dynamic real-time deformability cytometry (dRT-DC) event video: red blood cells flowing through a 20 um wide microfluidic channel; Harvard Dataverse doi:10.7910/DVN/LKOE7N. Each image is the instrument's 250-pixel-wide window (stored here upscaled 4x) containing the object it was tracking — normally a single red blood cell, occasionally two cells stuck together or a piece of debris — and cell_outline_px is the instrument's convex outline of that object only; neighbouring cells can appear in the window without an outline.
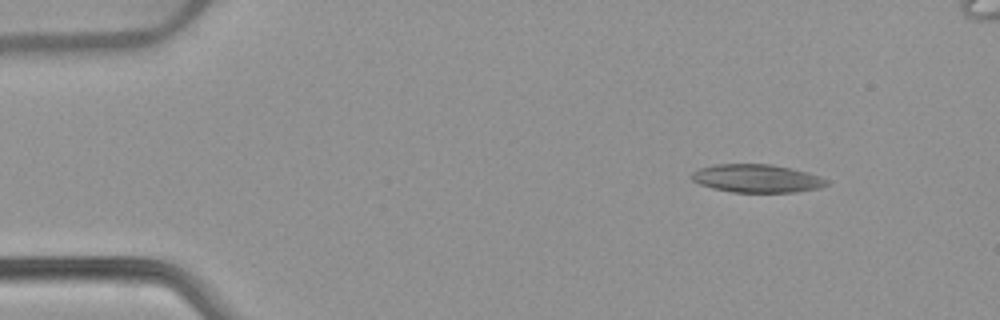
{"species": "common noctule bat (a hibernating species)", "species_latin": "Nyctalus noctula", "temperature_condition": "warm", "stored_images_in_passage": 3, "camera_frame_rate_fps": 3000, "um_per_image_px": 0.085, "animal": {"sex": "female", "body_mass_g": 22.7, "forearm_length_mm": 54.2}, "frame": {"image": 1, "passage_image": 1, "time_ms": 0.0, "image_size_px": [1000, 320], "cell_outline_px": [[828, 184], [820, 188], [796, 192], [732, 192], [712, 188], [700, 184], [692, 180], [692, 172], [700, 168], [716, 164], [772, 164], [792, 168], [808, 172], [820, 176], [828, 180]], "centroid_in_image_um": [64.36, 15.16], "position_along_channel_um": 20.6, "area_um2": 22.2}}